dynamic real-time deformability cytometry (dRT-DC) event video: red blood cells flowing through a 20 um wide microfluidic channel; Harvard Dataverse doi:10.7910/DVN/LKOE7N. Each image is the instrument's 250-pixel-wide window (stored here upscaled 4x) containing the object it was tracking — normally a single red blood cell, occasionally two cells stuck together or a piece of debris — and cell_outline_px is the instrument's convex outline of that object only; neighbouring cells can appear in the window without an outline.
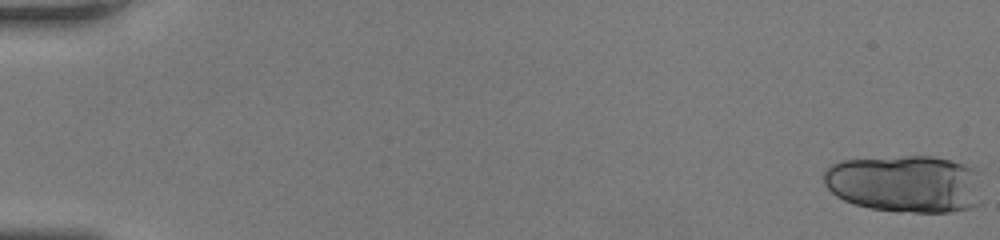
{"species": "human", "species_latin": "Homo sapiens", "temperature_condition": "room temperature", "stored_images_in_passage": 26, "camera_frame_rate_fps": 3000, "um_per_image_px": 0.085, "donor": {"sex": "female"}, "frame": {"image": 1, "passage_image": 1, "time_ms": 0.0, "image_size_px": [1000, 240], "cell_outline_px": [[984, 204], [972, 208], [952, 212], [896, 212], [872, 208], [856, 204], [844, 200], [836, 196], [824, 184], [824, 168], [840, 160], [904, 156], [932, 156], [952, 160], [984, 168]], "centroid_in_image_um": [77.14, 15.61], "position_along_channel_um": 7.9, "area_um2": 55.31}}
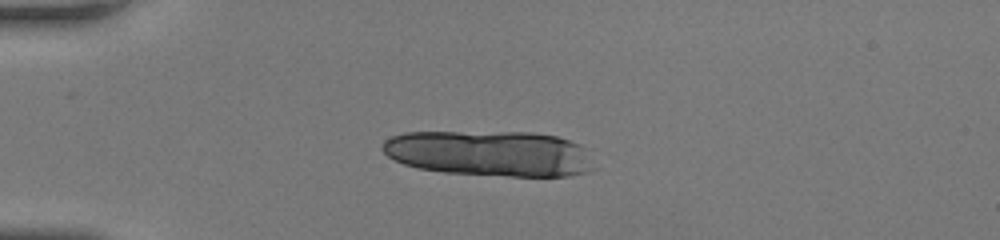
{"frame": {"image": 2, "passage_image": 15, "time_ms": 4.667, "image_size_px": [1000, 240], "cell_outline_px": [[596, 168], [588, 172], [568, 176], [512, 176], [444, 172], [420, 168], [404, 164], [388, 156], [380, 148], [380, 144], [384, 140], [392, 136], [404, 132], [532, 132], [556, 136], [580, 144]], "centroid_in_image_um": [41.61, 13.03], "position_along_channel_um": 43.4, "area_um2": 56.3}}
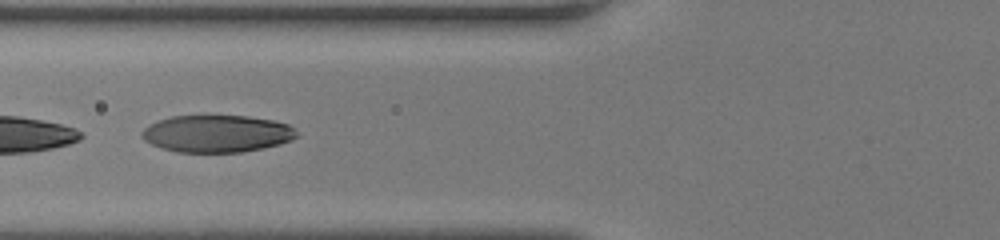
{"frame": {"image": 3, "passage_image": 23, "time_ms": 7.333, "image_size_px": [1000, 240], "cell_outline_px": [[296, 136], [292, 140], [280, 144], [264, 148], [240, 152], [176, 152], [160, 148], [144, 140], [140, 136], [140, 132], [148, 124], [156, 120], [172, 116], [248, 116], [272, 120], [288, 124], [296, 132]], "centroid_in_image_um": [18.38, 11.36], "position_along_channel_um": 107.4, "area_um2": 33.7}}